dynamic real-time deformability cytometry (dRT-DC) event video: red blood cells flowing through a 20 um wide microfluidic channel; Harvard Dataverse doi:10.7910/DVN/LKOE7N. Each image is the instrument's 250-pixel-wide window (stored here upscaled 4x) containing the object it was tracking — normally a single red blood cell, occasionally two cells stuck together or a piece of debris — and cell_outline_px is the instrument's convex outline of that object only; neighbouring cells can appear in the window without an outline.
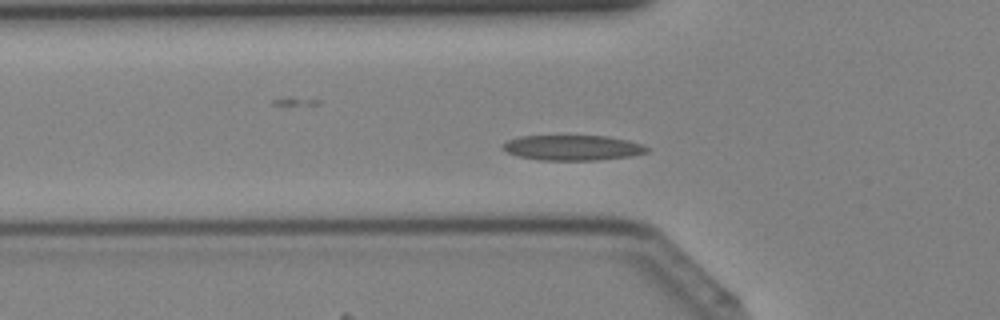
{"species": "Egyptian fruit bat (a non-hibernating species)", "species_latin": "Rousettus aegyptiacus", "temperature_condition": "cold", "stored_images_in_passage": 30, "camera_frame_rate_fps": 3000, "um_per_image_px": 0.085, "animal": {"sex": "female"}, "frame": {"image": 1, "passage_image": 2, "time_ms": 0.333, "image_size_px": [1000, 320], "cell_outline_px": [[648, 152], [628, 156], [596, 160], [540, 160], [520, 156], [508, 152], [500, 148], [500, 144], [508, 140], [520, 136], [608, 136], [628, 140], [640, 144], [648, 148]], "centroid_in_image_um": [48.62, 12.55], "position_along_channel_um": 77.2, "area_um2": 21.04}}
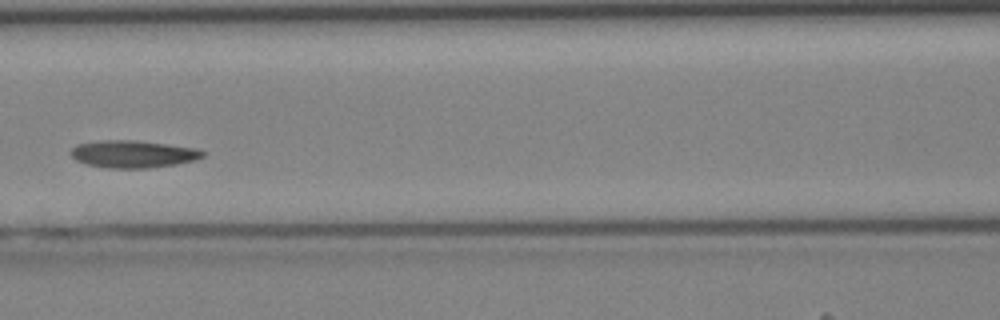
{"frame": {"image": 2, "passage_image": 7, "time_ms": 2.0, "image_size_px": [1000, 320], "cell_outline_px": [[204, 156], [196, 160], [176, 164], [148, 168], [108, 168], [88, 164], [76, 160], [68, 152], [76, 144], [100, 140], [132, 140], [196, 148], [204, 152]], "centroid_in_image_um": [11.28, 13.09], "position_along_channel_um": 155.3, "area_um2": 20.92}}
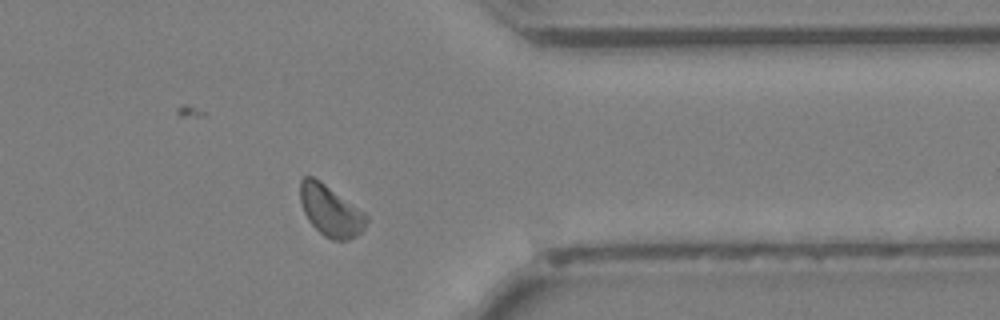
{"frame": {"image": 3, "passage_image": 22, "time_ms": 7.0, "image_size_px": [1000, 320], "cell_outline_px": [[368, 220], [364, 228], [356, 236], [348, 240], [332, 240], [324, 236], [308, 220], [304, 212], [300, 200], [300, 180], [304, 176], [312, 176], [320, 180], [364, 212], [368, 216]], "centroid_in_image_um": [28.09, 17.9], "position_along_channel_um": 383.3, "area_um2": 19.59}}